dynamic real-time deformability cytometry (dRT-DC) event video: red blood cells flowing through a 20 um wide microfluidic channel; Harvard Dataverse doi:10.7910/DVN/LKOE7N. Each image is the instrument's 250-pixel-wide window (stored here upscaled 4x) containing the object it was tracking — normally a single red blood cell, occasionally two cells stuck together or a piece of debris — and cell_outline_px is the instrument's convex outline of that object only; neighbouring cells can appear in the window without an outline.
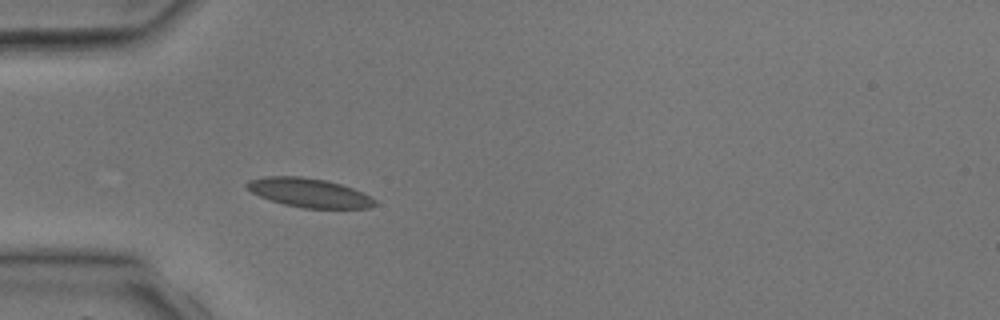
{"species": "common noctule bat (a hibernating species)", "species_latin": "Nyctalus noctula", "temperature_condition": "room temperature", "stored_images_in_passage": 2, "camera_frame_rate_fps": 3000, "um_per_image_px": 0.085, "animal": {"sex": "male", "body_mass_g": 17.9, "forearm_length_mm": 54.2}, "frame": {"image": 1, "passage_image": 2, "time_ms": 1.333, "image_size_px": [1000, 320], "cell_outline_px": [[376, 204], [368, 208], [304, 208], [284, 204], [260, 196], [244, 188], [244, 184], [248, 180], [264, 176], [300, 176], [324, 180], [340, 184], [352, 188], [376, 200]], "centroid_in_image_um": [26.21, 16.37], "position_along_channel_um": 58.8, "area_um2": 21.44}}